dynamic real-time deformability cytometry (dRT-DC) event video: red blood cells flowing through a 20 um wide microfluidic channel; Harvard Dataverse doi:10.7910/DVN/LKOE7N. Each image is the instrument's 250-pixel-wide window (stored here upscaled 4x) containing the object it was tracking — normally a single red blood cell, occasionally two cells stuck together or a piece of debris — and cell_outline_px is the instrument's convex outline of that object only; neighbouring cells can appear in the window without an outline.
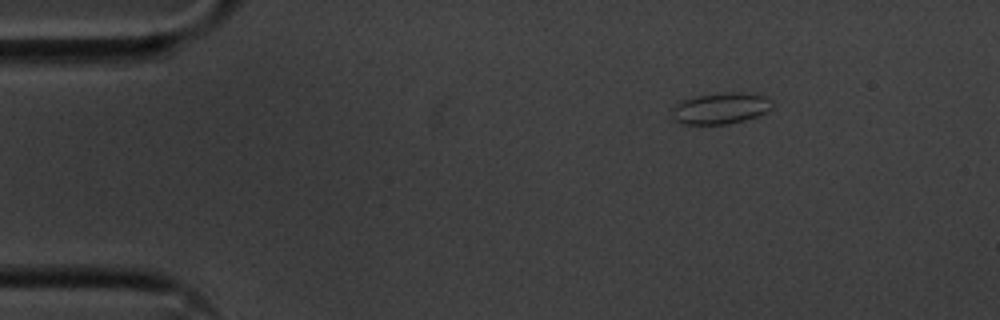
{"species": "common noctule bat (a hibernating species)", "species_latin": "Nyctalus noctula", "temperature_condition": "cold", "stored_images_in_passage": 49, "camera_frame_rate_fps": 3000, "um_per_image_px": 0.085, "animal": {"sex": "male", "body_mass_g": 20.1, "forearm_length_mm": 53.5}, "frame": {"image": 1, "passage_image": 2, "time_ms": 0.333, "image_size_px": [1000, 320], "cell_outline_px": [[772, 108], [756, 116], [744, 120], [728, 124], [684, 124], [672, 120], [672, 108], [680, 100], [696, 96], [724, 92], [736, 92], [764, 96], [772, 100]], "centroid_in_image_um": [61.2, 9.21], "position_along_channel_um": 23.8, "area_um2": 18.26}}
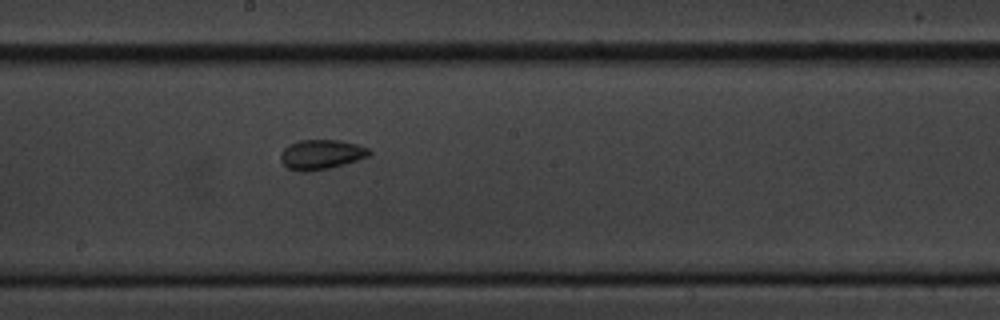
{"frame": {"image": 2, "passage_image": 24, "time_ms": 7.667, "image_size_px": [1000, 320], "cell_outline_px": [[372, 152], [368, 156], [344, 164], [328, 168], [308, 172], [300, 172], [288, 168], [280, 160], [280, 152], [288, 144], [300, 140], [340, 140], [356, 144], [368, 148]], "centroid_in_image_um": [27.26, 13.13], "position_along_channel_um": 220.9, "area_um2": 15.37}}
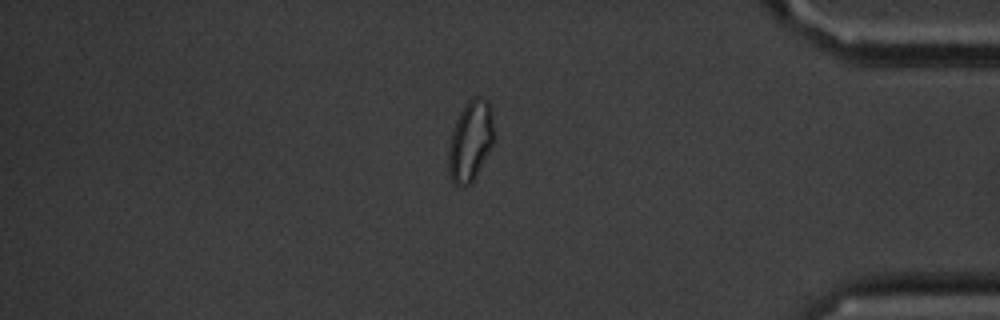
{"frame": {"image": 3, "passage_image": 41, "time_ms": 13.333, "image_size_px": [1000, 320], "cell_outline_px": [[496, 140], [472, 180], [464, 188], [460, 188], [452, 184], [448, 172], [448, 144], [456, 120], [460, 112], [468, 100], [472, 96], [480, 96], [488, 100], [492, 108]], "centroid_in_image_um": [40.0, 11.96], "position_along_channel_um": 395.2, "area_um2": 21.96}, "authors_computed_cell_mechanics": {"area_um2": 15.6638, "velocity_mm_per_s": 3.5996, "shape_relaxation_time_tau1_ms": null, "shape_relaxation_time_tau2_ms": 2.4625, "deformation_change_tau1": null, "deformation_change_tau2": 0.062}}